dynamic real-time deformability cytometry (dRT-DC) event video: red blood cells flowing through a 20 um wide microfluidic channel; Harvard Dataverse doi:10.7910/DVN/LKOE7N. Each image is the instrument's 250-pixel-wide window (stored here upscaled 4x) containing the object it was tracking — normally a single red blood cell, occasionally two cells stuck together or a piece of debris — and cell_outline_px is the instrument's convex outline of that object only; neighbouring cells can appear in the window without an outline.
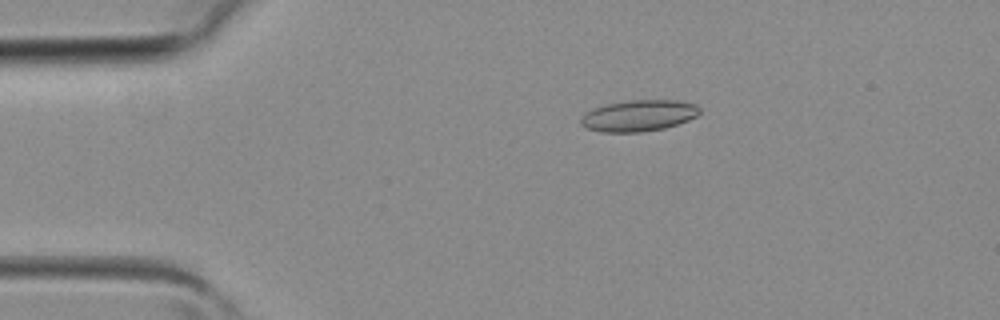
{"species": "common noctule bat (a hibernating species)", "species_latin": "Nyctalus noctula", "temperature_condition": "room temperature", "stored_images_in_passage": 3, "camera_frame_rate_fps": 3000, "um_per_image_px": 0.085, "animal": {"sex": "female", "body_mass_g": 19.3, "forearm_length_mm": 54.1}, "frame": {"image": 1, "passage_image": 2, "time_ms": 0.333, "image_size_px": [1000, 320], "cell_outline_px": [[700, 112], [696, 116], [688, 120], [664, 128], [640, 132], [600, 132], [588, 128], [580, 124], [580, 116], [584, 112], [592, 108], [608, 104], [628, 100], [676, 100], [696, 104], [700, 108]], "centroid_in_image_um": [54.25, 9.82], "position_along_channel_um": 30.7, "area_um2": 21.73}}